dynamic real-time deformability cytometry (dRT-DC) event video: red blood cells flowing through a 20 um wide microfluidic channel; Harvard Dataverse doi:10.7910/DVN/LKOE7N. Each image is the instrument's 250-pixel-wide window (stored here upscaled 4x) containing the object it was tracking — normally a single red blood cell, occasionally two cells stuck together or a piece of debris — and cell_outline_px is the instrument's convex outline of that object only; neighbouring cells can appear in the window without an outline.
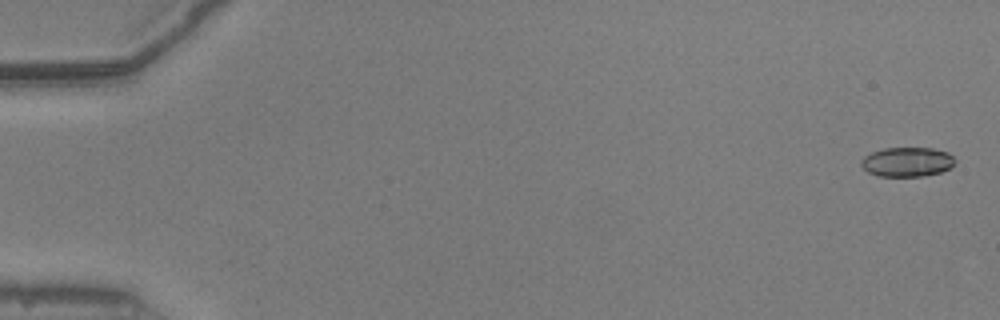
{"species": "common noctule bat (a hibernating species)", "species_latin": "Nyctalus noctula", "temperature_condition": "warm", "stored_images_in_passage": 10, "camera_frame_rate_fps": 3000, "um_per_image_px": 0.085, "animal": {"sex": "male", "body_mass_g": 20.5, "forearm_length_mm": 52.5}, "frame": {"image": 1, "passage_image": 2, "time_ms": 0.333, "image_size_px": [1000, 320], "cell_outline_px": [[956, 160], [948, 168], [940, 172], [920, 176], [876, 176], [868, 172], [860, 164], [860, 160], [864, 156], [872, 152], [884, 148], [932, 148], [948, 152]], "centroid_in_image_um": [77.07, 13.76], "position_along_channel_um": 7.9, "area_um2": 16.01}}